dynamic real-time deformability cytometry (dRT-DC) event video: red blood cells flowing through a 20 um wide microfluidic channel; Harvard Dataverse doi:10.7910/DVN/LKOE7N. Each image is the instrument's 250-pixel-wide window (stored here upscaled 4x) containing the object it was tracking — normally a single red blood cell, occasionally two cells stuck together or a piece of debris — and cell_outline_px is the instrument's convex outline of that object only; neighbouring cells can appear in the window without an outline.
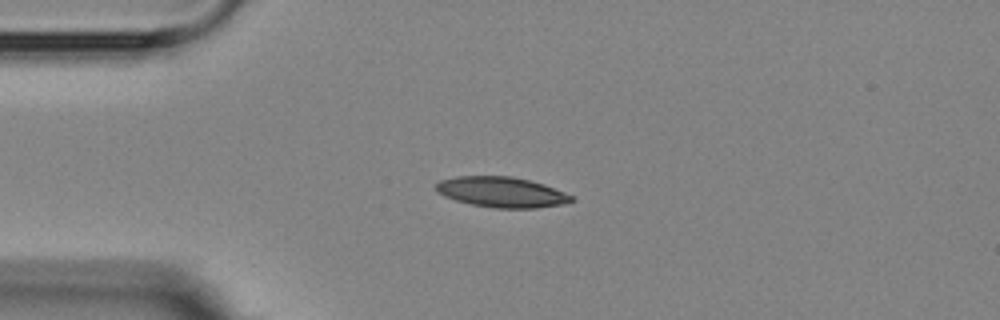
{"species": "Egyptian fruit bat (a non-hibernating species)", "species_latin": "Rousettus aegyptiacus", "temperature_condition": "room temperature", "stored_images_in_passage": 3, "camera_frame_rate_fps": 3000, "um_per_image_px": 0.085, "animal": {"sex": "female"}, "frame": {"image": 1, "passage_image": 1, "time_ms": 0.0, "image_size_px": [1000, 320], "cell_outline_px": [[576, 200], [564, 204], [536, 208], [496, 208], [472, 204], [456, 200], [444, 196], [436, 192], [436, 184], [440, 180], [456, 176], [512, 176], [544, 184], [564, 192], [572, 196]], "centroid_in_image_um": [42.64, 16.33], "position_along_channel_um": 42.4, "area_um2": 23.99}}
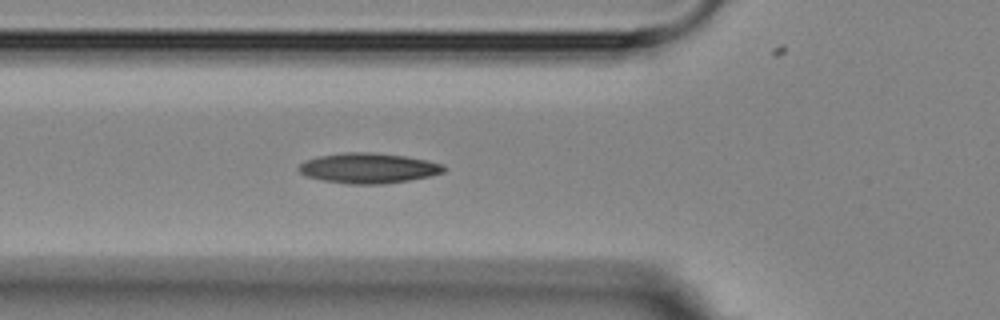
{"frame": {"image": 2, "passage_image": 3, "time_ms": 2.0, "image_size_px": [1000, 320], "cell_outline_px": [[444, 172], [428, 176], [408, 180], [384, 184], [348, 184], [324, 180], [308, 176], [300, 172], [296, 168], [304, 160], [320, 156], [344, 152], [372, 152], [404, 156], [444, 164]], "centroid_in_image_um": [31.28, 14.29], "position_along_channel_um": 94.5, "area_um2": 25.32}}